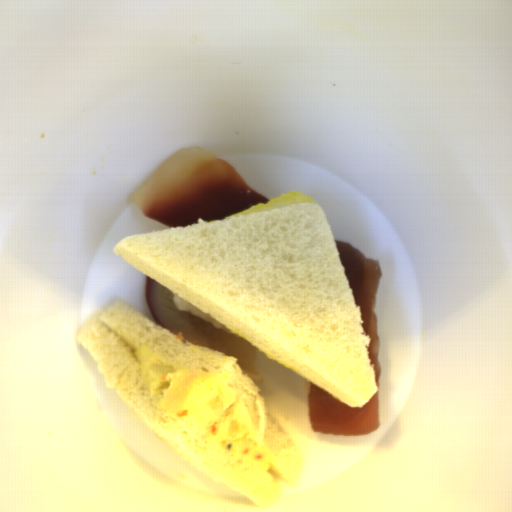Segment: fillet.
Wrapping results in <instances>:
<instances>
[{
	"label": "fillet",
	"instance_id": "25842a12",
	"mask_svg": "<svg viewBox=\"0 0 512 512\" xmlns=\"http://www.w3.org/2000/svg\"><path fill=\"white\" fill-rule=\"evenodd\" d=\"M144 216L169 228L202 218L222 221L270 199L254 190L232 163L199 146L167 156L130 196Z\"/></svg>",
	"mask_w": 512,
	"mask_h": 512
},
{
	"label": "fillet",
	"instance_id": "f6d04758",
	"mask_svg": "<svg viewBox=\"0 0 512 512\" xmlns=\"http://www.w3.org/2000/svg\"><path fill=\"white\" fill-rule=\"evenodd\" d=\"M306 400L309 426L313 432L367 435L381 426L377 391L362 408H351L309 381Z\"/></svg>",
	"mask_w": 512,
	"mask_h": 512
},
{
	"label": "fillet",
	"instance_id": "e495c32b",
	"mask_svg": "<svg viewBox=\"0 0 512 512\" xmlns=\"http://www.w3.org/2000/svg\"><path fill=\"white\" fill-rule=\"evenodd\" d=\"M335 243L355 304L360 307L361 317L364 321L362 328L371 338L368 351L370 365L373 364L375 368L378 389L382 371L379 366L380 332L376 302L382 274L381 263L378 259H368L358 248L348 242L335 240Z\"/></svg>",
	"mask_w": 512,
	"mask_h": 512
},
{
	"label": "fillet",
	"instance_id": "e2c912f1",
	"mask_svg": "<svg viewBox=\"0 0 512 512\" xmlns=\"http://www.w3.org/2000/svg\"><path fill=\"white\" fill-rule=\"evenodd\" d=\"M145 302L158 326L181 338L234 357L250 380L263 383L257 349L247 340L219 329L187 310L175 307V292L145 274Z\"/></svg>",
	"mask_w": 512,
	"mask_h": 512
}]
</instances>
